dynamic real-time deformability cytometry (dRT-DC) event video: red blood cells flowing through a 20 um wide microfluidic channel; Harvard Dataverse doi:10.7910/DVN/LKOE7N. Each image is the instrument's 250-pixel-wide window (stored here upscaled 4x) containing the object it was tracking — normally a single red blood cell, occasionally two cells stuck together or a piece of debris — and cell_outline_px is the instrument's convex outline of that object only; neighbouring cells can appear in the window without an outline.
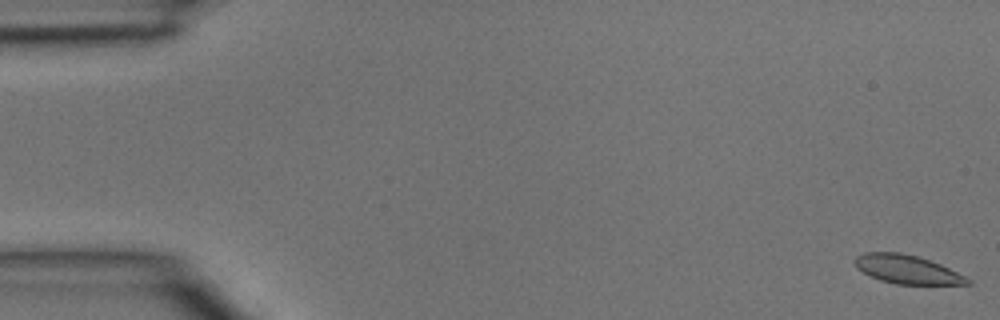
{"species": "common noctule bat (a hibernating species)", "species_latin": "Nyctalus noctula", "temperature_condition": "room temperature", "stored_images_in_passage": 4, "camera_frame_rate_fps": 3000, "um_per_image_px": 0.085, "animal": {"sex": "male", "body_mass_g": 15.6}, "frame": {"image": 1, "passage_image": 1, "time_ms": 0.0, "image_size_px": [1000, 320], "cell_outline_px": [[972, 284], [896, 284], [880, 280], [856, 268], [852, 260], [856, 256], [864, 252], [900, 252], [916, 256], [940, 264], [972, 280]], "centroid_in_image_um": [77.06, 22.89], "position_along_channel_um": 7.9, "area_um2": 18.67}}
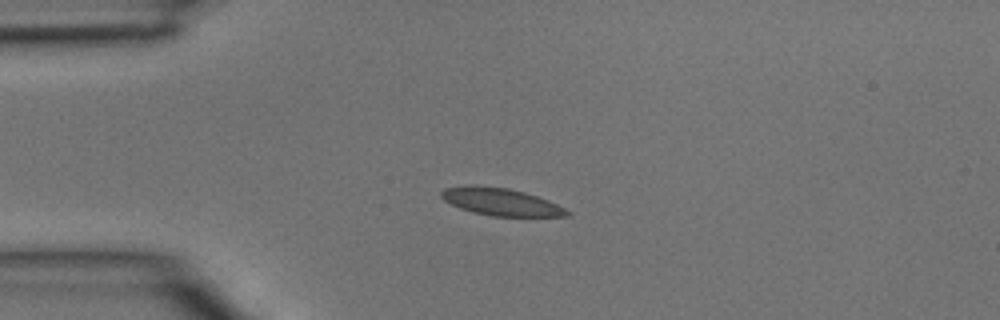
{"frame": {"image": 2, "passage_image": 3, "time_ms": 0.667, "image_size_px": [1000, 320], "cell_outline_px": [[572, 212], [568, 216], [492, 216], [472, 212], [460, 208], [444, 200], [440, 196], [440, 192], [444, 188], [468, 184], [476, 184], [508, 188], [524, 192], [548, 200]], "centroid_in_image_um": [42.53, 17.14], "position_along_channel_um": 42.5, "area_um2": 20.17}}